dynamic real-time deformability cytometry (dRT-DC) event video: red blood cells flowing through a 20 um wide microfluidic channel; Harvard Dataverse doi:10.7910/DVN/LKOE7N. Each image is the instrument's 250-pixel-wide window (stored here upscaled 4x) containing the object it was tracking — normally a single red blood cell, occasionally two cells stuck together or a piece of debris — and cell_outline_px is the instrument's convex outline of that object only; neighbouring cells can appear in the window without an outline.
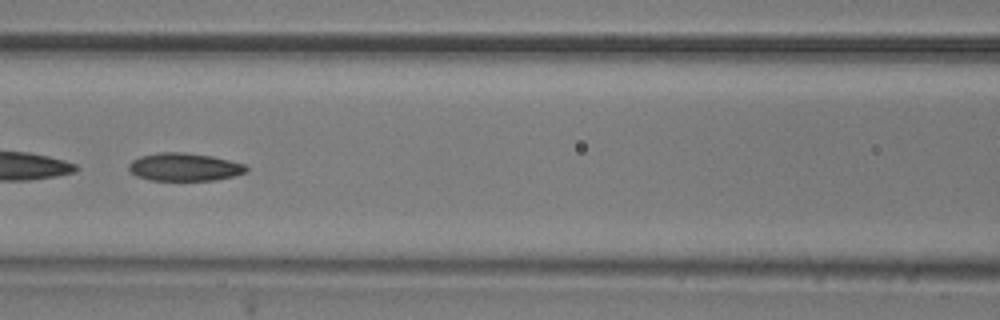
{"species": "common noctule bat (a hibernating species)", "species_latin": "Nyctalus noctula", "temperature_condition": "room temperature", "stored_images_in_passage": 50, "camera_frame_rate_fps": 3000, "um_per_image_px": 0.085, "animal": {"sex": "male", "body_mass_g": 20.5, "forearm_length_mm": 52.5}, "frame": {"image": 1, "passage_image": 22, "time_ms": 7.0, "image_size_px": [1000, 320], "cell_outline_px": [[248, 172], [236, 176], [216, 180], [152, 180], [136, 176], [128, 168], [128, 164], [132, 160], [140, 156], [160, 152], [184, 152], [212, 156], [244, 164], [248, 168]], "centroid_in_image_um": [15.69, 14.19], "position_along_channel_um": 150.9, "area_um2": 19.19}, "authors_computed_cell_mechanics": {"area_um2": 20.9814, "velocity_mm_per_s": 3.9025, "shape_relaxation_time_tau1_ms": 6.4073, "shape_relaxation_time_tau2_ms": 4.3502, "deformation_change_tau1": 0.1514, "deformation_change_tau2": 0.1121}}